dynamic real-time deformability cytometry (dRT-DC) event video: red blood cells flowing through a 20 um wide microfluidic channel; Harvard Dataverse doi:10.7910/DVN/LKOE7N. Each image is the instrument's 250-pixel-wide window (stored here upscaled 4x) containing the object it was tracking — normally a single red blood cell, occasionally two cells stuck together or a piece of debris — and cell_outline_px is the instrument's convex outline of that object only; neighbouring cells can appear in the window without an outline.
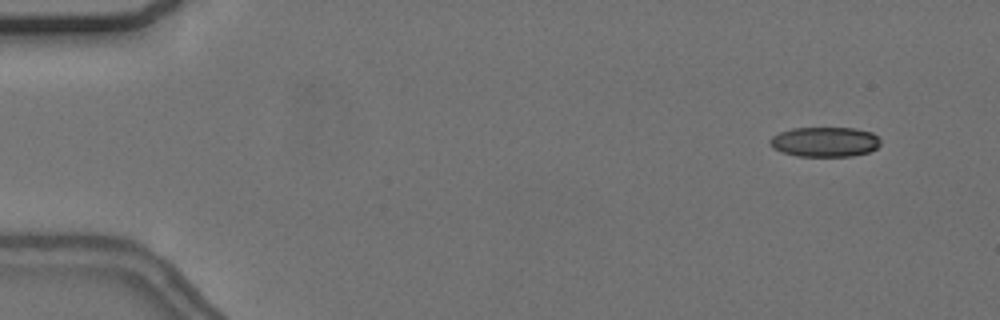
{"species": "common noctule bat (a hibernating species)", "species_latin": "Nyctalus noctula", "temperature_condition": "cold", "stored_images_in_passage": 9, "camera_frame_rate_fps": 3000, "um_per_image_px": 0.085, "animal": {"sex": "female", "body_mass_g": 24.6, "forearm_length_mm": 56.2}, "frame": {"image": 1, "passage_image": 1, "time_ms": 0.0, "image_size_px": [1000, 320], "cell_outline_px": [[880, 144], [876, 148], [868, 152], [852, 156], [796, 156], [780, 152], [772, 148], [768, 140], [772, 136], [780, 132], [792, 128], [856, 128], [872, 132], [880, 140]], "centroid_in_image_um": [70.08, 12.06], "position_along_channel_um": 14.9, "area_um2": 19.36}}